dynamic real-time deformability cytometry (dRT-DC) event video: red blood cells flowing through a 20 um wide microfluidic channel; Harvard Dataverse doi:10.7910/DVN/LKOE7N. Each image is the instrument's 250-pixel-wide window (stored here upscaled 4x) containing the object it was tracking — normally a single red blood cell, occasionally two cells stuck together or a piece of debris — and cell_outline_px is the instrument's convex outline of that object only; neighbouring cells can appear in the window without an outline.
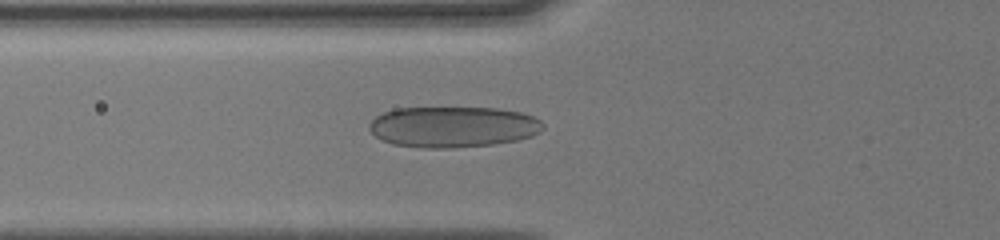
{"species": "human", "species_latin": "Homo sapiens", "temperature_condition": "cold", "stored_images_in_passage": 31, "camera_frame_rate_fps": 3000, "um_per_image_px": 0.085, "donor": {"sex": "male"}, "frame": {"image": 1, "passage_image": 4, "time_ms": 1.667, "image_size_px": [1000, 240], "cell_outline_px": [[544, 128], [540, 132], [532, 136], [516, 140], [492, 144], [452, 148], [424, 148], [392, 144], [376, 136], [368, 128], [368, 124], [376, 116], [384, 112], [396, 108], [500, 108], [520, 112], [532, 116], [540, 120], [544, 124]], "centroid_in_image_um": [38.51, 10.78], "position_along_channel_um": 87.3, "area_um2": 41.44}}
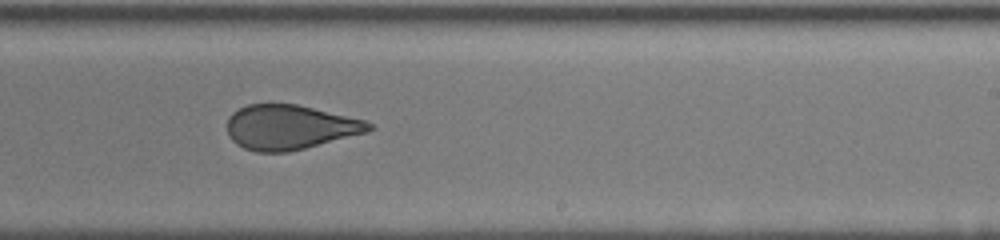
{"frame": {"image": 2, "passage_image": 16, "time_ms": 6.0, "image_size_px": [1000, 240], "cell_outline_px": [[376, 128], [368, 132], [288, 152], [256, 152], [244, 148], [236, 144], [228, 136], [228, 116], [232, 112], [248, 104], [296, 104], [364, 120], [372, 124]], "centroid_in_image_um": [24.62, 10.82], "position_along_channel_um": 264.4, "area_um2": 36.7}}
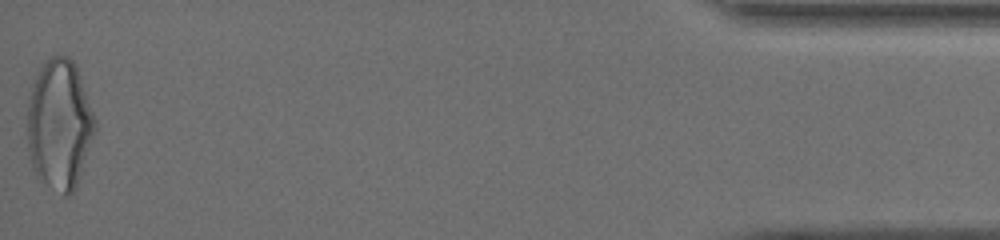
{"frame": {"image": 3, "passage_image": 31, "time_ms": 12.0, "image_size_px": [1000, 240], "cell_outline_px": [[96, 132], [76, 188], [68, 196], [64, 196], [36, 176], [32, 164], [28, 148], [28, 104], [32, 88], [36, 76], [40, 68], [52, 56], [68, 56], [76, 64], [96, 120]], "centroid_in_image_um": [5.09, 10.6], "position_along_channel_um": 430.1, "area_um2": 51.1}, "authors_computed_cell_mechanics": {"area_um2": 38.6682, "velocity_mm_per_s": 4.0863, "shape_relaxation_time_tau1_ms": 6.3593, "shape_relaxation_time_tau2_ms": 0.9984, "deformation_change_tau1": 0.1834, "deformation_change_tau2": 0.0686}}